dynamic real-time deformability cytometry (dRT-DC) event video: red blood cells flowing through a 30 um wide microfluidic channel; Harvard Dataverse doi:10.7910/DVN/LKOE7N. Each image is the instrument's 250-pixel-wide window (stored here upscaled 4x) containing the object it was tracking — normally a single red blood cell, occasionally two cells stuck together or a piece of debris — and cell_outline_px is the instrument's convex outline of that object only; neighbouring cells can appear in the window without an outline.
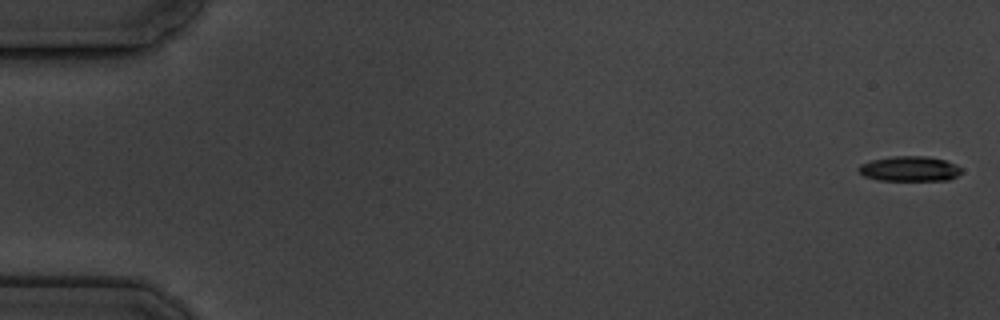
{"species": "common noctule bat (a hibernating species)", "species_latin": "Nyctalus noctula", "temperature_condition": "cold", "stored_images_in_passage": 6, "segment_of_instrument_passage": [1, 2], "camera_frame_rate_fps": 3000, "um_per_image_px": 0.085, "animal": {"sex": "male", "body_mass_g": 19.5, "forearm_length_mm": 54.6}, "frame": {"image": 1, "passage_image": 1, "time_ms": 0.0, "image_size_px": [1000, 320], "cell_outline_px": [[960, 172], [956, 176], [948, 180], [876, 180], [864, 176], [856, 168], [860, 164], [872, 160], [892, 156], [924, 156], [944, 160], [956, 164], [960, 168]], "centroid_in_image_um": [77.27, 14.34], "position_along_channel_um": 7.7, "area_um2": 14.91}}